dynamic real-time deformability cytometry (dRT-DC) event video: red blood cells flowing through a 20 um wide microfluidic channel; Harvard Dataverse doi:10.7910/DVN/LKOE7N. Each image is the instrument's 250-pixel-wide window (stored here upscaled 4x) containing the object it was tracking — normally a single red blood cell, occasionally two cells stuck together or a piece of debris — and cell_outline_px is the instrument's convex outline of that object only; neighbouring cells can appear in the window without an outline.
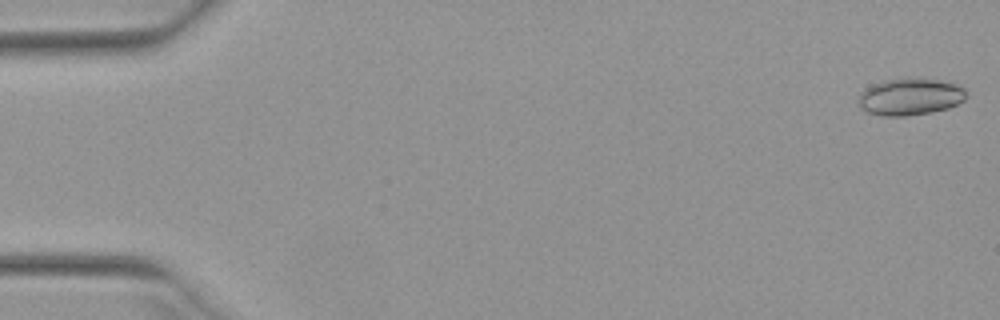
{"species": "Egyptian fruit bat (a non-hibernating species)", "species_latin": "Rousettus aegyptiacus", "temperature_condition": "warm", "stored_images_in_passage": 51, "camera_frame_rate_fps": 3000, "um_per_image_px": 0.085, "animal": {"sex": "female"}, "frame": {"image": 1, "passage_image": 1, "time_ms": 0.0, "image_size_px": [1000, 320], "cell_outline_px": [[968, 96], [964, 100], [948, 108], [932, 112], [908, 116], [880, 116], [868, 112], [860, 108], [856, 104], [860, 92], [872, 84], [884, 80], [908, 76], [940, 80], [956, 84], [964, 88]], "centroid_in_image_um": [77.33, 8.21], "position_along_channel_um": 7.7, "area_um2": 23.87}}
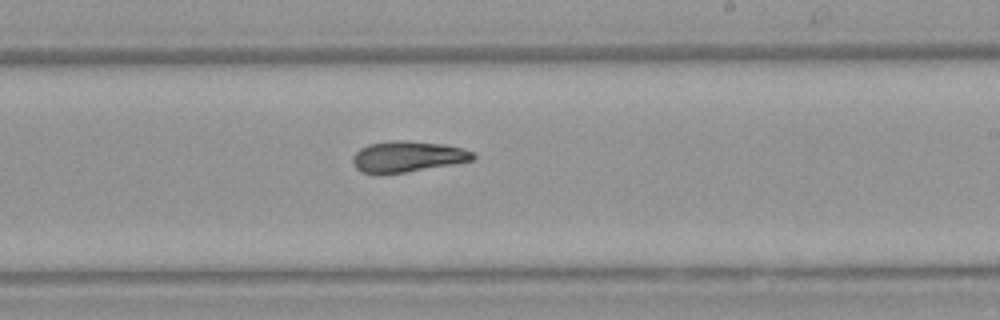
{"frame": {"image": 2, "passage_image": 31, "time_ms": 10.0, "image_size_px": [1000, 320], "cell_outline_px": [[476, 160], [404, 172], [376, 176], [360, 172], [352, 164], [352, 156], [360, 148], [368, 144], [388, 140], [404, 140], [444, 144], [464, 148], [472, 152], [476, 156]], "centroid_in_image_um": [34.58, 13.32], "position_along_channel_um": 254.4, "area_um2": 22.2}}
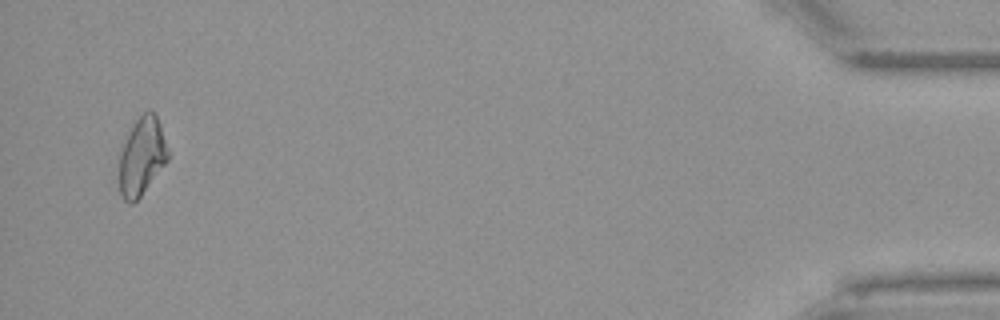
{"frame": {"image": 3, "passage_image": 50, "time_ms": 16.333, "image_size_px": [1000, 320], "cell_outline_px": [[168, 160], [140, 196], [132, 204], [128, 204], [120, 196], [120, 152], [136, 120], [144, 112], [156, 112], [160, 124], [168, 152]], "centroid_in_image_um": [12.06, 13.32], "position_along_channel_um": 423.1, "area_um2": 21.5}, "authors_computed_cell_mechanics": {"area_um2": 21.7906, "velocity_mm_per_s": 3.9805, "shape_relaxation_time_tau1_ms": null, "shape_relaxation_time_tau2_ms": 5.3035, "deformation_change_tau1": null, "deformation_change_tau2": 0.1273}}